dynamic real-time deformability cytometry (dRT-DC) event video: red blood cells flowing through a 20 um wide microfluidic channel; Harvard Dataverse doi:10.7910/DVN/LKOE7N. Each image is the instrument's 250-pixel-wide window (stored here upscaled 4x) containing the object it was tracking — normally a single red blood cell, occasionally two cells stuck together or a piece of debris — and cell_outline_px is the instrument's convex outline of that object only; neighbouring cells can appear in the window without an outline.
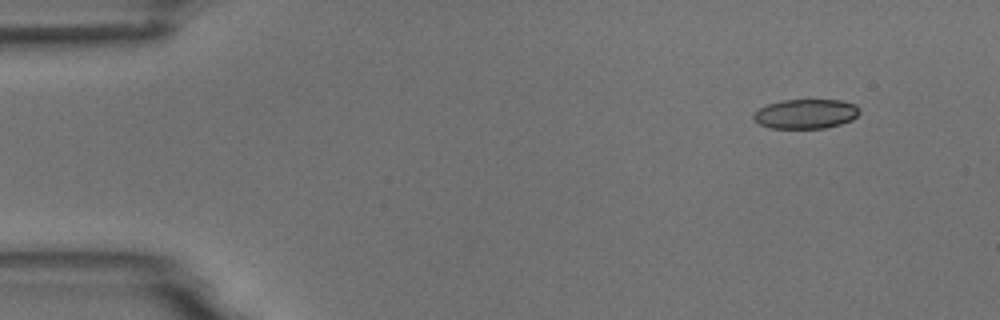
{"species": "common noctule bat (a hibernating species)", "species_latin": "Nyctalus noctula", "temperature_condition": "room temperature", "stored_images_in_passage": 5, "segment_of_instrument_passage": [1, 2], "camera_frame_rate_fps": 3000, "um_per_image_px": 0.085, "animal": {"sex": "male", "body_mass_g": 18.8}, "frame": {"image": 1, "passage_image": 1, "time_ms": 0.0, "image_size_px": [1000, 320], "cell_outline_px": [[860, 112], [852, 120], [840, 124], [824, 128], [772, 128], [760, 124], [752, 116], [760, 108], [768, 104], [780, 100], [840, 100], [856, 104], [860, 108]], "centroid_in_image_um": [68.53, 9.67], "position_along_channel_um": 16.5, "area_um2": 18.15}}
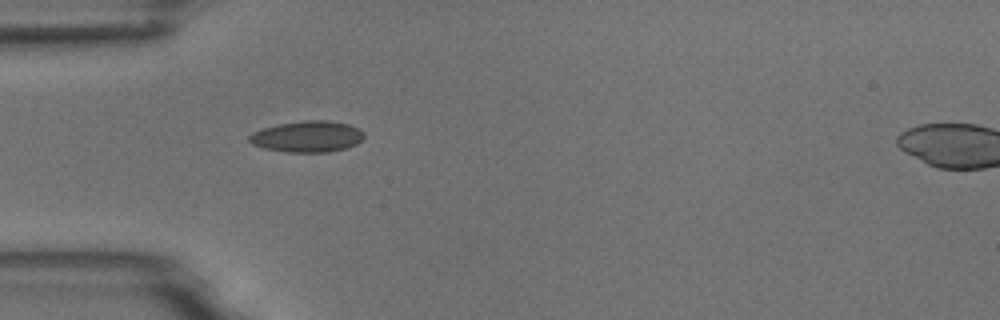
{"frame": {"image": 2, "passage_image": 4, "time_ms": 3.667, "image_size_px": [1000, 320], "cell_outline_px": [[364, 136], [356, 144], [344, 148], [328, 152], [288, 152], [264, 148], [252, 144], [248, 140], [248, 136], [252, 132], [264, 128], [280, 124], [304, 120], [328, 120], [348, 124], [364, 132]], "centroid_in_image_um": [26.1, 11.6], "position_along_channel_um": 58.9, "area_um2": 20.69}}